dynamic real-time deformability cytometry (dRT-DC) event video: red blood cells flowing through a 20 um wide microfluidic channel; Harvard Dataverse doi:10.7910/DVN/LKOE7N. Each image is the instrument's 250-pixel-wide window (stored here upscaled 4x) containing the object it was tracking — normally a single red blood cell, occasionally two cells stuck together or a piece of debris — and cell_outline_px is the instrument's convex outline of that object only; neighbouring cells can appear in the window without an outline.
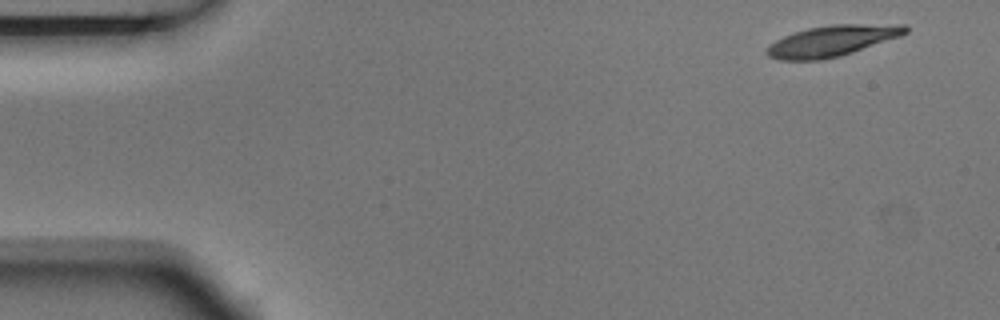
{"species": "Egyptian fruit bat (a non-hibernating species)", "species_latin": "Rousettus aegyptiacus", "temperature_condition": "room temperature", "stored_images_in_passage": 12, "camera_frame_rate_fps": 3000, "um_per_image_px": 0.085, "animal": {"sex": "male"}, "frame": {"image": 1, "passage_image": 1, "time_ms": 0.0, "image_size_px": [1000, 320], "cell_outline_px": [[908, 32], [900, 36], [840, 56], [820, 60], [780, 60], [768, 56], [764, 52], [768, 44], [784, 36], [808, 28], [832, 24], [908, 24]], "centroid_in_image_um": [70.71, 3.47], "position_along_channel_um": 14.3, "area_um2": 24.97}}
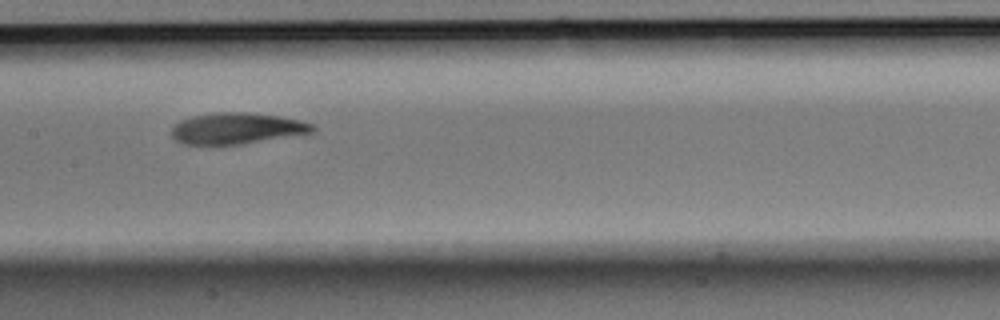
{"frame": {"image": 2, "passage_image": 7, "time_ms": 2.0, "image_size_px": [1000, 320], "cell_outline_px": [[316, 128], [312, 132], [240, 144], [212, 148], [188, 144], [176, 140], [172, 136], [172, 128], [180, 120], [192, 116], [216, 112], [248, 112], [280, 116], [300, 120], [312, 124]], "centroid_in_image_um": [20.06, 10.93], "position_along_channel_um": 187.3, "area_um2": 26.01}}
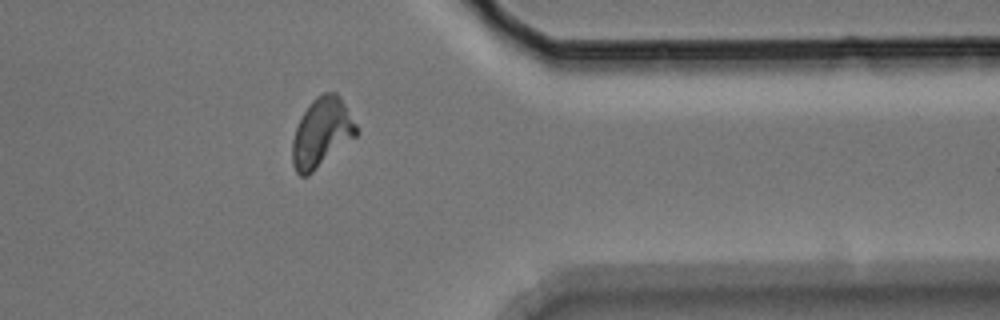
{"frame": {"image": 3, "passage_image": 12, "time_ms": 3.667, "image_size_px": [1000, 320], "cell_outline_px": [[360, 132], [356, 136], [308, 176], [300, 176], [296, 172], [292, 164], [292, 140], [296, 128], [308, 104], [316, 96], [324, 92], [336, 92], [340, 96], [356, 124]], "centroid_in_image_um": [27.34, 11.27], "position_along_channel_um": 384.1, "area_um2": 25.78}}